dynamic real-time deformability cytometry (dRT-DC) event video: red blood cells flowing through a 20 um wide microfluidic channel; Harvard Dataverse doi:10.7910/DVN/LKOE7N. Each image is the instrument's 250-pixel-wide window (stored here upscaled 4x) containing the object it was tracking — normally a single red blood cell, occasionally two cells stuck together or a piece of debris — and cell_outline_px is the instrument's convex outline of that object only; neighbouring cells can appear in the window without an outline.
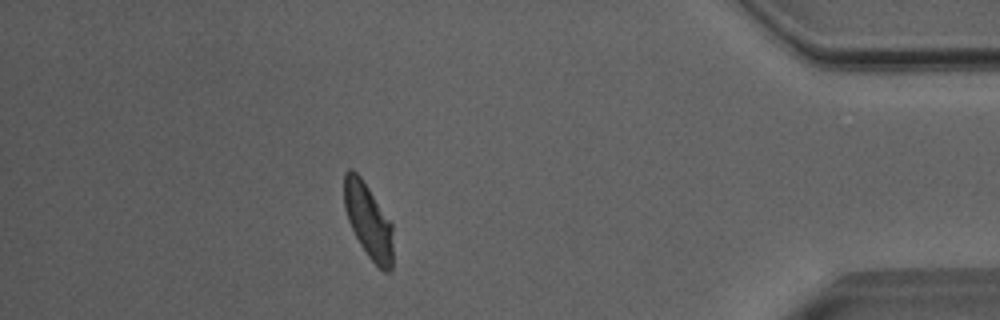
{"species": "Egyptian fruit bat (a non-hibernating species)", "species_latin": "Rousettus aegyptiacus", "temperature_condition": "room temperature", "stored_images_in_passage": 45, "camera_frame_rate_fps": 3000, "um_per_image_px": 0.085, "animal": {"sex": "male"}, "frame": {"image": 1, "passage_image": 45, "time_ms": 14.667, "image_size_px": [1000, 320], "cell_outline_px": [[392, 272], [384, 272], [368, 256], [360, 244], [348, 220], [344, 208], [344, 172], [348, 168], [352, 168], [360, 176], [392, 224]], "centroid_in_image_um": [31.29, 18.77], "position_along_channel_um": 403.9, "area_um2": 21.04}, "authors_computed_cell_mechanics": {"area_um2": 22.3686, "velocity_mm_per_s": 4.0122, "shape_relaxation_time_tau1_ms": 3.0805, "shape_relaxation_time_tau2_ms": 2.0521, "deformation_change_tau1": 0.1153, "deformation_change_tau2": 0.0678}}